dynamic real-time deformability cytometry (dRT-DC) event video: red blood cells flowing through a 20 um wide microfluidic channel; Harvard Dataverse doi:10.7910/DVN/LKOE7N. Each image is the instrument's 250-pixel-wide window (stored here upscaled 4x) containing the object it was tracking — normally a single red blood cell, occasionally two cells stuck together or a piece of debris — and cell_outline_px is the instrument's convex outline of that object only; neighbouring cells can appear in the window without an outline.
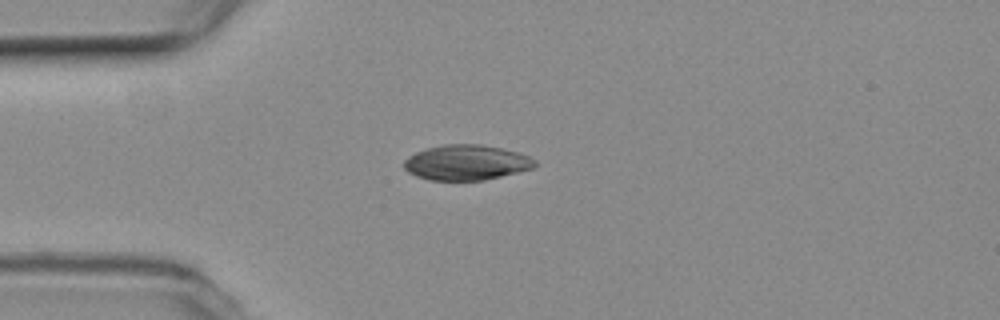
{"species": "common noctule bat (a hibernating species)", "species_latin": "Nyctalus noctula", "temperature_condition": "room temperature", "stored_images_in_passage": 12, "camera_frame_rate_fps": 3000, "um_per_image_px": 0.085, "animal": {"sex": "female", "body_mass_g": 19.3, "forearm_length_mm": 54.1}, "frame": {"image": 1, "passage_image": 1, "time_ms": 0.0, "image_size_px": [1000, 320], "cell_outline_px": [[536, 168], [484, 180], [428, 180], [416, 176], [408, 172], [404, 168], [404, 160], [408, 156], [416, 152], [428, 148], [444, 144], [480, 144], [500, 148], [516, 152], [528, 156], [536, 160]], "centroid_in_image_um": [39.64, 13.82], "position_along_channel_um": 45.4, "area_um2": 26.88}}
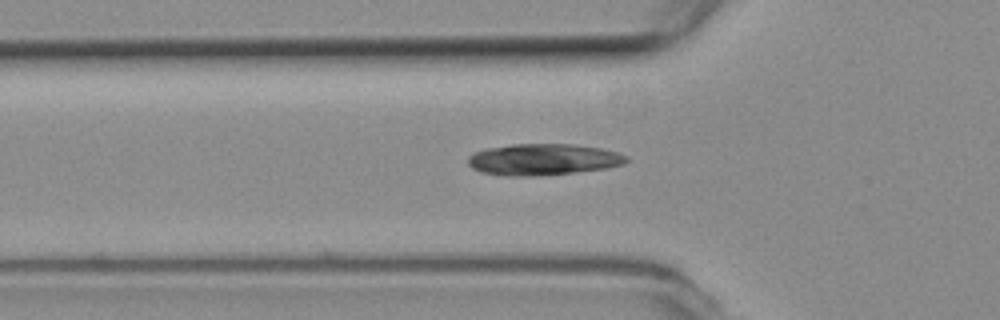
{"frame": {"image": 2, "passage_image": 5, "time_ms": 1.333, "image_size_px": [1000, 320], "cell_outline_px": [[628, 160], [624, 164], [608, 168], [540, 176], [508, 176], [480, 172], [472, 168], [468, 164], [468, 156], [476, 152], [488, 148], [512, 144], [572, 144], [600, 148], [616, 152], [628, 156]], "centroid_in_image_um": [46.17, 13.56], "position_along_channel_um": 79.6, "area_um2": 29.02}}
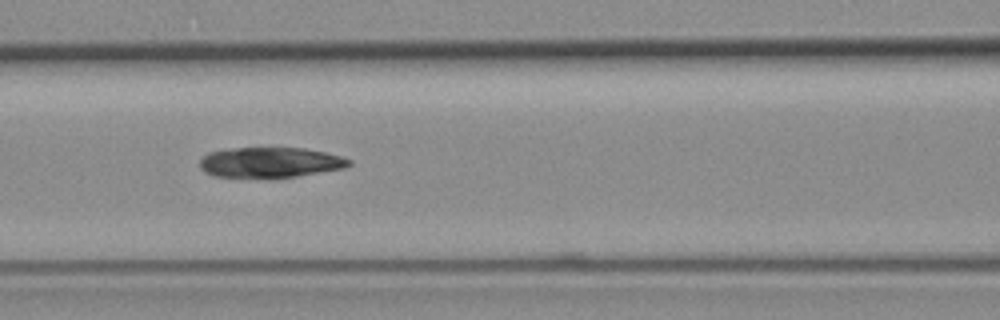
{"frame": {"image": 3, "passage_image": 10, "time_ms": 3.0, "image_size_px": [1000, 320], "cell_outline_px": [[352, 164], [344, 168], [296, 176], [264, 180], [212, 176], [204, 172], [200, 168], [200, 160], [208, 152], [236, 148], [304, 148], [324, 152], [340, 156], [352, 160]], "centroid_in_image_um": [22.92, 13.84], "position_along_channel_um": 143.7, "area_um2": 26.99}}